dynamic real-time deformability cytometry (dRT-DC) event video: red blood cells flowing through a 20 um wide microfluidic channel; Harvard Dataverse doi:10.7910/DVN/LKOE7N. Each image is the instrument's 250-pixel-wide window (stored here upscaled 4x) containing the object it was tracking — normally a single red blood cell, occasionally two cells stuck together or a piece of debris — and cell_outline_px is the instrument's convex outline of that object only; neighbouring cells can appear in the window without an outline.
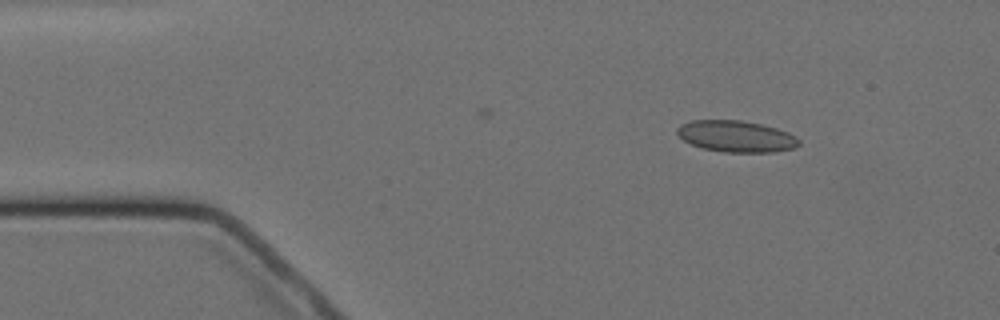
{"species": "Egyptian fruit bat (a non-hibernating species)", "species_latin": "Rousettus aegyptiacus", "temperature_condition": "cold", "stored_images_in_passage": 5, "camera_frame_rate_fps": 3000, "um_per_image_px": 0.085, "animal": {"sex": "female"}, "frame": {"image": 1, "passage_image": 2, "time_ms": 1.333, "image_size_px": [1000, 320], "cell_outline_px": [[800, 144], [796, 148], [776, 152], [724, 152], [700, 148], [684, 140], [676, 132], [676, 128], [680, 124], [692, 120], [740, 120], [760, 124], [776, 128], [788, 132], [796, 136], [800, 140]], "centroid_in_image_um": [62.59, 11.59], "position_along_channel_um": 22.4, "area_um2": 22.48}}
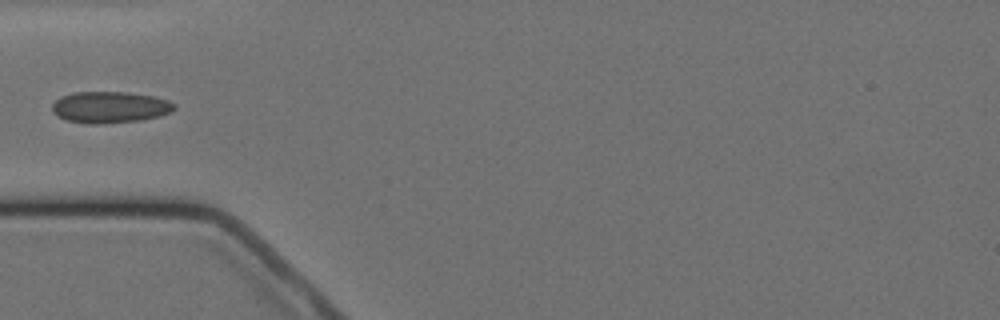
{"frame": {"image": 2, "passage_image": 5, "time_ms": 4.667, "image_size_px": [1000, 320], "cell_outline_px": [[176, 108], [172, 112], [140, 120], [100, 124], [88, 124], [68, 120], [52, 112], [52, 104], [60, 96], [76, 92], [128, 92], [152, 96], [168, 100], [176, 104]], "centroid_in_image_um": [9.35, 9.11], "position_along_channel_um": 75.7, "area_um2": 22.31}}